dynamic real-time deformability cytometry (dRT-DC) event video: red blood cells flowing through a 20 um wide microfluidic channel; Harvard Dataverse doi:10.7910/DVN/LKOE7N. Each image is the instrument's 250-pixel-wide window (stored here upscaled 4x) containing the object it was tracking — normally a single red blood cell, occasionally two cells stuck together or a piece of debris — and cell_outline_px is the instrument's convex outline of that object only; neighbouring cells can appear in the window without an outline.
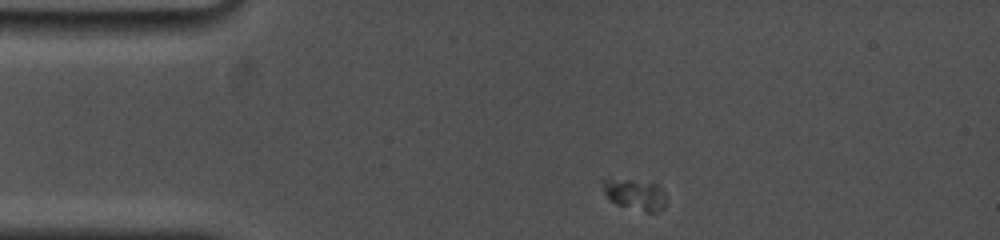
{"species": "common noctule bat (a hibernating species)", "species_latin": "Nyctalus noctula", "temperature_condition": "cold", "stored_images_in_passage": 42, "camera_frame_rate_fps": 5000, "um_per_image_px": 0.085, "animal": {"sex": "female", "body_mass_g": 19.0, "forearm_length_mm": 53.3}, "frame": {"image": 1, "passage_image": 1, "time_ms": 0.0, "image_size_px": [1000, 240], "cell_outline_px": [[664, 208], [656, 212], [644, 212], [616, 204], [604, 192], [600, 180], [632, 180], [656, 184], [664, 192]], "centroid_in_image_um": [53.98, 16.55], "position_along_channel_um": 31.0, "area_um2": 11.1}}
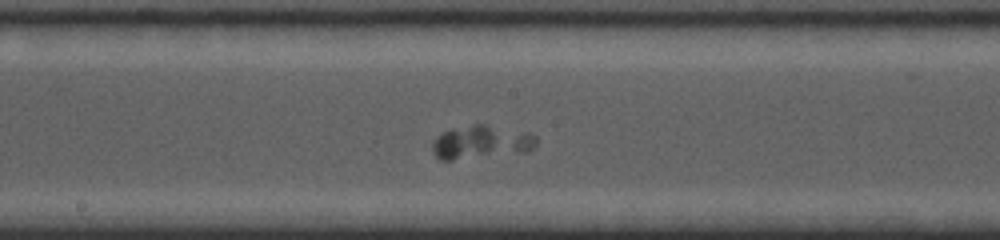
{"frame": {"image": 2, "passage_image": 15, "time_ms": 6.0, "image_size_px": [1000, 240], "cell_outline_px": [[536, 148], [524, 152], [452, 160], [440, 160], [432, 152], [432, 144], [436, 136], [440, 132], [452, 128], [472, 124], [484, 124], [532, 132], [536, 136]], "centroid_in_image_um": [40.91, 12.07], "position_along_channel_um": 207.3, "area_um2": 20.63}}
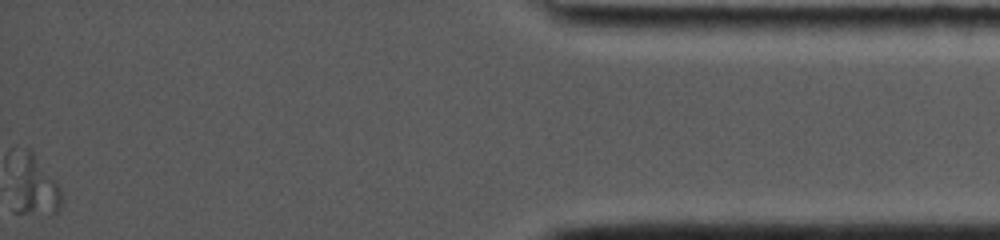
{"frame": {"image": 3, "passage_image": 42, "time_ms": 14.0, "image_size_px": [1000, 240], "cell_outline_px": [[64, 200], [60, 208], [52, 216], [12, 212], [20, 152], [28, 148], [32, 152], [60, 188], [64, 196]], "centroid_in_image_um": [3.02, 15.99], "position_along_channel_um": 432.2, "area_um2": 16.53}}